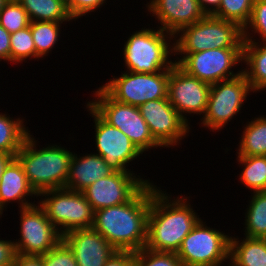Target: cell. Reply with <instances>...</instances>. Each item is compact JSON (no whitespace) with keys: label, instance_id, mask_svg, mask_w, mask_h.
Listing matches in <instances>:
<instances>
[{"label":"cell","instance_id":"cell-1","mask_svg":"<svg viewBox=\"0 0 266 266\" xmlns=\"http://www.w3.org/2000/svg\"><path fill=\"white\" fill-rule=\"evenodd\" d=\"M167 191L152 183V198L147 221V240L144 248L177 253L183 239L201 219L190 204V196L173 199Z\"/></svg>","mask_w":266,"mask_h":266},{"label":"cell","instance_id":"cell-2","mask_svg":"<svg viewBox=\"0 0 266 266\" xmlns=\"http://www.w3.org/2000/svg\"><path fill=\"white\" fill-rule=\"evenodd\" d=\"M152 182L128 202L94 211L92 228L117 251H139L146 245Z\"/></svg>","mask_w":266,"mask_h":266},{"label":"cell","instance_id":"cell-3","mask_svg":"<svg viewBox=\"0 0 266 266\" xmlns=\"http://www.w3.org/2000/svg\"><path fill=\"white\" fill-rule=\"evenodd\" d=\"M30 133L15 158L22 165L28 182L37 194L51 189L65 188L73 152L50 144L40 147ZM39 146V148L37 147Z\"/></svg>","mask_w":266,"mask_h":266},{"label":"cell","instance_id":"cell-4","mask_svg":"<svg viewBox=\"0 0 266 266\" xmlns=\"http://www.w3.org/2000/svg\"><path fill=\"white\" fill-rule=\"evenodd\" d=\"M155 28L136 30L124 42L122 53L126 71L155 73L173 67L175 60L170 57L175 56L174 35Z\"/></svg>","mask_w":266,"mask_h":266},{"label":"cell","instance_id":"cell-5","mask_svg":"<svg viewBox=\"0 0 266 266\" xmlns=\"http://www.w3.org/2000/svg\"><path fill=\"white\" fill-rule=\"evenodd\" d=\"M173 42L174 53L243 48V29L235 22L206 15L196 23L180 29L174 35Z\"/></svg>","mask_w":266,"mask_h":266},{"label":"cell","instance_id":"cell-6","mask_svg":"<svg viewBox=\"0 0 266 266\" xmlns=\"http://www.w3.org/2000/svg\"><path fill=\"white\" fill-rule=\"evenodd\" d=\"M87 103L110 125L120 129L142 152L162 147L152 136L139 107L113 99L101 86Z\"/></svg>","mask_w":266,"mask_h":266},{"label":"cell","instance_id":"cell-7","mask_svg":"<svg viewBox=\"0 0 266 266\" xmlns=\"http://www.w3.org/2000/svg\"><path fill=\"white\" fill-rule=\"evenodd\" d=\"M38 196V204L62 236L74 229L92 228L94 210L82 192L57 188Z\"/></svg>","mask_w":266,"mask_h":266},{"label":"cell","instance_id":"cell-8","mask_svg":"<svg viewBox=\"0 0 266 266\" xmlns=\"http://www.w3.org/2000/svg\"><path fill=\"white\" fill-rule=\"evenodd\" d=\"M230 237L200 219L176 254L183 266H223L229 260Z\"/></svg>","mask_w":266,"mask_h":266},{"label":"cell","instance_id":"cell-9","mask_svg":"<svg viewBox=\"0 0 266 266\" xmlns=\"http://www.w3.org/2000/svg\"><path fill=\"white\" fill-rule=\"evenodd\" d=\"M177 63L188 74L208 84L218 83L239 76L243 66V48L207 49L195 53H174ZM179 55V57H178ZM240 70L234 73L237 65Z\"/></svg>","mask_w":266,"mask_h":266},{"label":"cell","instance_id":"cell-10","mask_svg":"<svg viewBox=\"0 0 266 266\" xmlns=\"http://www.w3.org/2000/svg\"><path fill=\"white\" fill-rule=\"evenodd\" d=\"M254 93L245 75L211 84L206 112L200 119V125L219 132L241 112L244 102ZM217 130V131H216Z\"/></svg>","mask_w":266,"mask_h":266},{"label":"cell","instance_id":"cell-11","mask_svg":"<svg viewBox=\"0 0 266 266\" xmlns=\"http://www.w3.org/2000/svg\"><path fill=\"white\" fill-rule=\"evenodd\" d=\"M170 69L155 73L121 72L101 87L115 100L140 107L151 100L167 98Z\"/></svg>","mask_w":266,"mask_h":266},{"label":"cell","instance_id":"cell-12","mask_svg":"<svg viewBox=\"0 0 266 266\" xmlns=\"http://www.w3.org/2000/svg\"><path fill=\"white\" fill-rule=\"evenodd\" d=\"M19 239H14L17 254L41 256L55 247L62 235L36 202L19 210Z\"/></svg>","mask_w":266,"mask_h":266},{"label":"cell","instance_id":"cell-13","mask_svg":"<svg viewBox=\"0 0 266 266\" xmlns=\"http://www.w3.org/2000/svg\"><path fill=\"white\" fill-rule=\"evenodd\" d=\"M88 114L92 116L96 152L115 171H131L129 164L142 156V152L120 129L107 123L88 103Z\"/></svg>","mask_w":266,"mask_h":266},{"label":"cell","instance_id":"cell-14","mask_svg":"<svg viewBox=\"0 0 266 266\" xmlns=\"http://www.w3.org/2000/svg\"><path fill=\"white\" fill-rule=\"evenodd\" d=\"M210 88V84L188 74L177 63L170 69L167 97L189 125V115L203 116L206 112Z\"/></svg>","mask_w":266,"mask_h":266},{"label":"cell","instance_id":"cell-15","mask_svg":"<svg viewBox=\"0 0 266 266\" xmlns=\"http://www.w3.org/2000/svg\"><path fill=\"white\" fill-rule=\"evenodd\" d=\"M139 109L153 138L163 148H175L189 135L191 125L179 115L168 97L147 101Z\"/></svg>","mask_w":266,"mask_h":266},{"label":"cell","instance_id":"cell-16","mask_svg":"<svg viewBox=\"0 0 266 266\" xmlns=\"http://www.w3.org/2000/svg\"><path fill=\"white\" fill-rule=\"evenodd\" d=\"M150 179L132 171H115L110 176L96 180L82 193L93 210L103 209L128 202Z\"/></svg>","mask_w":266,"mask_h":266},{"label":"cell","instance_id":"cell-17","mask_svg":"<svg viewBox=\"0 0 266 266\" xmlns=\"http://www.w3.org/2000/svg\"><path fill=\"white\" fill-rule=\"evenodd\" d=\"M145 5L161 24L156 26L172 35L206 16L198 0H150Z\"/></svg>","mask_w":266,"mask_h":266},{"label":"cell","instance_id":"cell-18","mask_svg":"<svg viewBox=\"0 0 266 266\" xmlns=\"http://www.w3.org/2000/svg\"><path fill=\"white\" fill-rule=\"evenodd\" d=\"M78 266H104L117 251L93 228L74 229L62 236Z\"/></svg>","mask_w":266,"mask_h":266},{"label":"cell","instance_id":"cell-19","mask_svg":"<svg viewBox=\"0 0 266 266\" xmlns=\"http://www.w3.org/2000/svg\"><path fill=\"white\" fill-rule=\"evenodd\" d=\"M38 199V194L31 187L22 165L14 158L5 168L0 181V216L12 202L18 203V208L35 204L32 198ZM31 199V201H30ZM5 208V209H4Z\"/></svg>","mask_w":266,"mask_h":266},{"label":"cell","instance_id":"cell-20","mask_svg":"<svg viewBox=\"0 0 266 266\" xmlns=\"http://www.w3.org/2000/svg\"><path fill=\"white\" fill-rule=\"evenodd\" d=\"M114 172L102 156L92 152L80 156L74 152L65 188L82 192L96 180L110 176Z\"/></svg>","mask_w":266,"mask_h":266},{"label":"cell","instance_id":"cell-21","mask_svg":"<svg viewBox=\"0 0 266 266\" xmlns=\"http://www.w3.org/2000/svg\"><path fill=\"white\" fill-rule=\"evenodd\" d=\"M228 262L230 266H266L265 238L231 236Z\"/></svg>","mask_w":266,"mask_h":266},{"label":"cell","instance_id":"cell-22","mask_svg":"<svg viewBox=\"0 0 266 266\" xmlns=\"http://www.w3.org/2000/svg\"><path fill=\"white\" fill-rule=\"evenodd\" d=\"M245 63V64H244ZM242 73L257 93L266 89V42L243 43Z\"/></svg>","mask_w":266,"mask_h":266},{"label":"cell","instance_id":"cell-23","mask_svg":"<svg viewBox=\"0 0 266 266\" xmlns=\"http://www.w3.org/2000/svg\"><path fill=\"white\" fill-rule=\"evenodd\" d=\"M236 156H266V115H259L242 127Z\"/></svg>","mask_w":266,"mask_h":266},{"label":"cell","instance_id":"cell-24","mask_svg":"<svg viewBox=\"0 0 266 266\" xmlns=\"http://www.w3.org/2000/svg\"><path fill=\"white\" fill-rule=\"evenodd\" d=\"M8 115V116H7ZM21 117H10L6 112H0V152L16 156L31 133Z\"/></svg>","mask_w":266,"mask_h":266},{"label":"cell","instance_id":"cell-25","mask_svg":"<svg viewBox=\"0 0 266 266\" xmlns=\"http://www.w3.org/2000/svg\"><path fill=\"white\" fill-rule=\"evenodd\" d=\"M26 10L30 21L72 22L66 4L60 0H17Z\"/></svg>","mask_w":266,"mask_h":266},{"label":"cell","instance_id":"cell-26","mask_svg":"<svg viewBox=\"0 0 266 266\" xmlns=\"http://www.w3.org/2000/svg\"><path fill=\"white\" fill-rule=\"evenodd\" d=\"M245 210L244 236L266 238V191L251 193Z\"/></svg>","mask_w":266,"mask_h":266},{"label":"cell","instance_id":"cell-27","mask_svg":"<svg viewBox=\"0 0 266 266\" xmlns=\"http://www.w3.org/2000/svg\"><path fill=\"white\" fill-rule=\"evenodd\" d=\"M242 171L239 180L254 192L266 191V156H237Z\"/></svg>","mask_w":266,"mask_h":266},{"label":"cell","instance_id":"cell-28","mask_svg":"<svg viewBox=\"0 0 266 266\" xmlns=\"http://www.w3.org/2000/svg\"><path fill=\"white\" fill-rule=\"evenodd\" d=\"M63 22L49 21H30V28L33 36L34 45L36 48V59L48 56L58 44L61 37V26Z\"/></svg>","mask_w":266,"mask_h":266},{"label":"cell","instance_id":"cell-29","mask_svg":"<svg viewBox=\"0 0 266 266\" xmlns=\"http://www.w3.org/2000/svg\"><path fill=\"white\" fill-rule=\"evenodd\" d=\"M29 58L36 60V48L33 41L30 25L10 35V62H27Z\"/></svg>","mask_w":266,"mask_h":266},{"label":"cell","instance_id":"cell-30","mask_svg":"<svg viewBox=\"0 0 266 266\" xmlns=\"http://www.w3.org/2000/svg\"><path fill=\"white\" fill-rule=\"evenodd\" d=\"M254 0H221L213 16L237 23L242 29L250 20Z\"/></svg>","mask_w":266,"mask_h":266},{"label":"cell","instance_id":"cell-31","mask_svg":"<svg viewBox=\"0 0 266 266\" xmlns=\"http://www.w3.org/2000/svg\"><path fill=\"white\" fill-rule=\"evenodd\" d=\"M243 40L244 42H266V0H254L250 20L243 28Z\"/></svg>","mask_w":266,"mask_h":266},{"label":"cell","instance_id":"cell-32","mask_svg":"<svg viewBox=\"0 0 266 266\" xmlns=\"http://www.w3.org/2000/svg\"><path fill=\"white\" fill-rule=\"evenodd\" d=\"M30 24L26 10L17 0H9L0 12V25L10 34Z\"/></svg>","mask_w":266,"mask_h":266},{"label":"cell","instance_id":"cell-33","mask_svg":"<svg viewBox=\"0 0 266 266\" xmlns=\"http://www.w3.org/2000/svg\"><path fill=\"white\" fill-rule=\"evenodd\" d=\"M134 266H183L176 253L143 248L134 252Z\"/></svg>","mask_w":266,"mask_h":266},{"label":"cell","instance_id":"cell-34","mask_svg":"<svg viewBox=\"0 0 266 266\" xmlns=\"http://www.w3.org/2000/svg\"><path fill=\"white\" fill-rule=\"evenodd\" d=\"M41 256L43 266H78L72 250L63 240Z\"/></svg>","mask_w":266,"mask_h":266},{"label":"cell","instance_id":"cell-35","mask_svg":"<svg viewBox=\"0 0 266 266\" xmlns=\"http://www.w3.org/2000/svg\"><path fill=\"white\" fill-rule=\"evenodd\" d=\"M107 0H68L66 4L67 11L69 12L70 16L76 21L77 19L87 16L91 12L97 11Z\"/></svg>","mask_w":266,"mask_h":266},{"label":"cell","instance_id":"cell-36","mask_svg":"<svg viewBox=\"0 0 266 266\" xmlns=\"http://www.w3.org/2000/svg\"><path fill=\"white\" fill-rule=\"evenodd\" d=\"M16 254L14 241L0 238V266H13Z\"/></svg>","mask_w":266,"mask_h":266},{"label":"cell","instance_id":"cell-37","mask_svg":"<svg viewBox=\"0 0 266 266\" xmlns=\"http://www.w3.org/2000/svg\"><path fill=\"white\" fill-rule=\"evenodd\" d=\"M104 266H134V252L116 251Z\"/></svg>","mask_w":266,"mask_h":266},{"label":"cell","instance_id":"cell-38","mask_svg":"<svg viewBox=\"0 0 266 266\" xmlns=\"http://www.w3.org/2000/svg\"><path fill=\"white\" fill-rule=\"evenodd\" d=\"M10 33L0 25V62H10Z\"/></svg>","mask_w":266,"mask_h":266},{"label":"cell","instance_id":"cell-39","mask_svg":"<svg viewBox=\"0 0 266 266\" xmlns=\"http://www.w3.org/2000/svg\"><path fill=\"white\" fill-rule=\"evenodd\" d=\"M13 266H43L42 256L16 254Z\"/></svg>","mask_w":266,"mask_h":266},{"label":"cell","instance_id":"cell-40","mask_svg":"<svg viewBox=\"0 0 266 266\" xmlns=\"http://www.w3.org/2000/svg\"><path fill=\"white\" fill-rule=\"evenodd\" d=\"M206 15H213L220 7L221 0H198Z\"/></svg>","mask_w":266,"mask_h":266},{"label":"cell","instance_id":"cell-41","mask_svg":"<svg viewBox=\"0 0 266 266\" xmlns=\"http://www.w3.org/2000/svg\"><path fill=\"white\" fill-rule=\"evenodd\" d=\"M15 158L14 155L0 152V181L7 165Z\"/></svg>","mask_w":266,"mask_h":266},{"label":"cell","instance_id":"cell-42","mask_svg":"<svg viewBox=\"0 0 266 266\" xmlns=\"http://www.w3.org/2000/svg\"><path fill=\"white\" fill-rule=\"evenodd\" d=\"M9 0H0V12L4 8V5L8 2Z\"/></svg>","mask_w":266,"mask_h":266},{"label":"cell","instance_id":"cell-43","mask_svg":"<svg viewBox=\"0 0 266 266\" xmlns=\"http://www.w3.org/2000/svg\"><path fill=\"white\" fill-rule=\"evenodd\" d=\"M62 1L63 3L67 4L68 0H60Z\"/></svg>","mask_w":266,"mask_h":266}]
</instances>
